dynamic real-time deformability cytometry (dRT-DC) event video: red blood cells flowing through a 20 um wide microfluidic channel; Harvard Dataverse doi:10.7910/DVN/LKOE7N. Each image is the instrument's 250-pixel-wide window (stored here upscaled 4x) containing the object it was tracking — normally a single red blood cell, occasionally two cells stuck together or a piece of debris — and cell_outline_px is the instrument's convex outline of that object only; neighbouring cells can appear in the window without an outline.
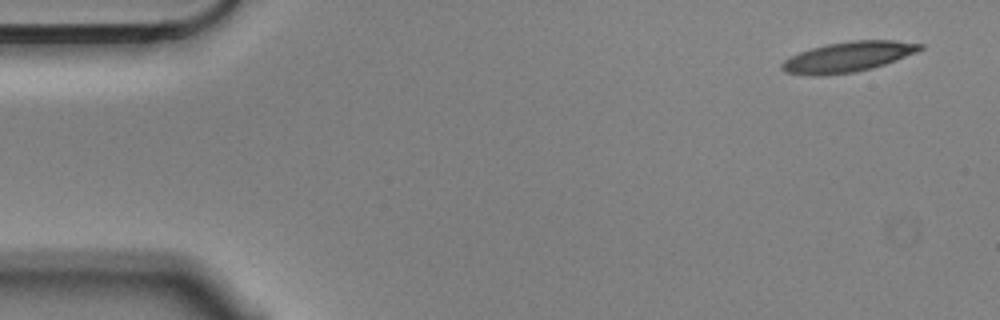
{"species": "Egyptian fruit bat (a non-hibernating species)", "species_latin": "Rousettus aegyptiacus", "temperature_condition": "cold", "stored_images_in_passage": 4, "camera_frame_rate_fps": 3000, "um_per_image_px": 0.085, "animal": {"sex": "male"}, "frame": {"image": 1, "passage_image": 1, "time_ms": 0.0, "image_size_px": [1000, 320], "cell_outline_px": [[924, 48], [916, 52], [884, 64], [872, 68], [856, 72], [816, 76], [812, 76], [788, 72], [780, 68], [780, 64], [784, 60], [800, 52], [812, 48], [828, 44], [852, 40], [896, 40], [924, 44]], "centroid_in_image_um": [72.09, 4.83], "position_along_channel_um": 12.9, "area_um2": 24.16}}
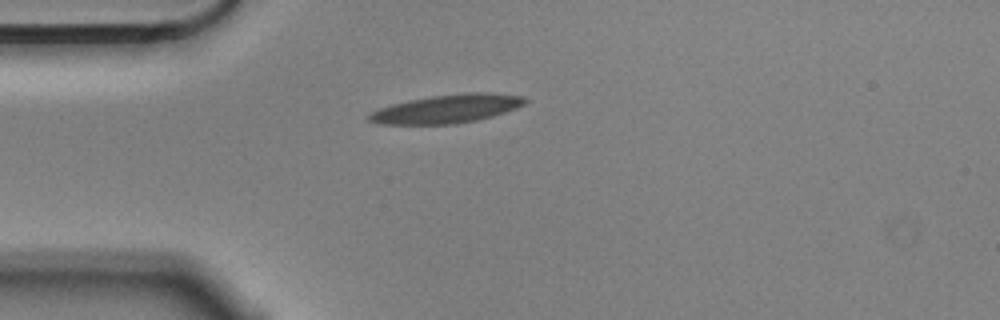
{"frame": {"image": 2, "passage_image": 4, "time_ms": 1.0, "image_size_px": [1000, 320], "cell_outline_px": [[528, 100], [524, 104], [516, 108], [492, 116], [476, 120], [452, 124], [380, 124], [368, 120], [368, 116], [372, 112], [380, 108], [392, 104], [408, 100], [432, 96], [464, 92], [488, 92], [524, 96]], "centroid_in_image_um": [38.01, 9.23], "position_along_channel_um": 47.0, "area_um2": 25.78}}